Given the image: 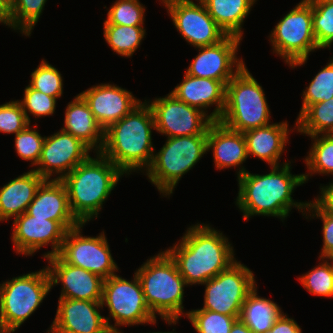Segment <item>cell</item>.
Wrapping results in <instances>:
<instances>
[{"mask_svg":"<svg viewBox=\"0 0 333 333\" xmlns=\"http://www.w3.org/2000/svg\"><path fill=\"white\" fill-rule=\"evenodd\" d=\"M270 168V173L265 175L247 171L237 177L239 191L235 205L245 221L252 216L264 215L280 218L283 222L292 207L305 214L308 202H297L291 197L295 188L305 183L303 174L291 173V161Z\"/></svg>","mask_w":333,"mask_h":333,"instance_id":"6da1fadb","label":"cell"},{"mask_svg":"<svg viewBox=\"0 0 333 333\" xmlns=\"http://www.w3.org/2000/svg\"><path fill=\"white\" fill-rule=\"evenodd\" d=\"M209 224L189 226L181 239L165 252L187 285L203 284L236 261L232 244Z\"/></svg>","mask_w":333,"mask_h":333,"instance_id":"7a4b0ae2","label":"cell"},{"mask_svg":"<svg viewBox=\"0 0 333 333\" xmlns=\"http://www.w3.org/2000/svg\"><path fill=\"white\" fill-rule=\"evenodd\" d=\"M152 130H156L154 114L151 106L144 100L121 120L104 130V143L100 153L126 176L131 172H145L156 152L152 143Z\"/></svg>","mask_w":333,"mask_h":333,"instance_id":"3957f363","label":"cell"},{"mask_svg":"<svg viewBox=\"0 0 333 333\" xmlns=\"http://www.w3.org/2000/svg\"><path fill=\"white\" fill-rule=\"evenodd\" d=\"M89 156L60 181L67 190L72 214L86 224L103 208L105 200L117 186L124 173L100 152Z\"/></svg>","mask_w":333,"mask_h":333,"instance_id":"277c9868","label":"cell"},{"mask_svg":"<svg viewBox=\"0 0 333 333\" xmlns=\"http://www.w3.org/2000/svg\"><path fill=\"white\" fill-rule=\"evenodd\" d=\"M141 282L144 298L152 314H158L169 325H176L184 315V288L188 286L176 264L165 252L150 257L135 272Z\"/></svg>","mask_w":333,"mask_h":333,"instance_id":"5b68a950","label":"cell"},{"mask_svg":"<svg viewBox=\"0 0 333 333\" xmlns=\"http://www.w3.org/2000/svg\"><path fill=\"white\" fill-rule=\"evenodd\" d=\"M270 113L262 86L245 65L226 84L225 108L218 121L244 133L271 124Z\"/></svg>","mask_w":333,"mask_h":333,"instance_id":"8992f818","label":"cell"},{"mask_svg":"<svg viewBox=\"0 0 333 333\" xmlns=\"http://www.w3.org/2000/svg\"><path fill=\"white\" fill-rule=\"evenodd\" d=\"M207 153V135L167 138L145 171L160 194L170 197L182 176Z\"/></svg>","mask_w":333,"mask_h":333,"instance_id":"52a82bcc","label":"cell"},{"mask_svg":"<svg viewBox=\"0 0 333 333\" xmlns=\"http://www.w3.org/2000/svg\"><path fill=\"white\" fill-rule=\"evenodd\" d=\"M46 266L0 284V332L13 333L37 310L51 291Z\"/></svg>","mask_w":333,"mask_h":333,"instance_id":"ba28073f","label":"cell"},{"mask_svg":"<svg viewBox=\"0 0 333 333\" xmlns=\"http://www.w3.org/2000/svg\"><path fill=\"white\" fill-rule=\"evenodd\" d=\"M269 37L273 53L291 68L305 65L310 52L320 49L313 31L312 4L301 0L276 23Z\"/></svg>","mask_w":333,"mask_h":333,"instance_id":"9c48e42d","label":"cell"},{"mask_svg":"<svg viewBox=\"0 0 333 333\" xmlns=\"http://www.w3.org/2000/svg\"><path fill=\"white\" fill-rule=\"evenodd\" d=\"M102 307L107 306L110 317L115 321L111 332L118 326L156 324L157 319L147 306L141 282L136 273L133 280L114 274L103 282Z\"/></svg>","mask_w":333,"mask_h":333,"instance_id":"30bf717a","label":"cell"},{"mask_svg":"<svg viewBox=\"0 0 333 333\" xmlns=\"http://www.w3.org/2000/svg\"><path fill=\"white\" fill-rule=\"evenodd\" d=\"M254 277L250 268L236 260L226 270L201 284L206 287L201 309L240 316L247 295L257 284Z\"/></svg>","mask_w":333,"mask_h":333,"instance_id":"8fae6325","label":"cell"},{"mask_svg":"<svg viewBox=\"0 0 333 333\" xmlns=\"http://www.w3.org/2000/svg\"><path fill=\"white\" fill-rule=\"evenodd\" d=\"M85 224L67 230L58 256L73 266L90 271L102 279H108L119 271L112 257L104 231L96 237L83 236Z\"/></svg>","mask_w":333,"mask_h":333,"instance_id":"7c38bea8","label":"cell"},{"mask_svg":"<svg viewBox=\"0 0 333 333\" xmlns=\"http://www.w3.org/2000/svg\"><path fill=\"white\" fill-rule=\"evenodd\" d=\"M147 102L154 114L156 131L167 138L207 135L213 122L203 111L178 100L171 93Z\"/></svg>","mask_w":333,"mask_h":333,"instance_id":"4fadbf2b","label":"cell"},{"mask_svg":"<svg viewBox=\"0 0 333 333\" xmlns=\"http://www.w3.org/2000/svg\"><path fill=\"white\" fill-rule=\"evenodd\" d=\"M178 0L165 5L175 28L193 47H204L222 41L227 34L209 15L201 0Z\"/></svg>","mask_w":333,"mask_h":333,"instance_id":"5bb4252c","label":"cell"},{"mask_svg":"<svg viewBox=\"0 0 333 333\" xmlns=\"http://www.w3.org/2000/svg\"><path fill=\"white\" fill-rule=\"evenodd\" d=\"M90 151L80 139L60 129L51 136H45L39 162L33 170L45 180H51L55 174L58 176L52 180H61L85 161Z\"/></svg>","mask_w":333,"mask_h":333,"instance_id":"9a60e30c","label":"cell"},{"mask_svg":"<svg viewBox=\"0 0 333 333\" xmlns=\"http://www.w3.org/2000/svg\"><path fill=\"white\" fill-rule=\"evenodd\" d=\"M242 38L227 35L222 41L204 47H197L198 55L185 71L193 77L209 78L226 84L245 66L239 59V45Z\"/></svg>","mask_w":333,"mask_h":333,"instance_id":"2e32d148","label":"cell"},{"mask_svg":"<svg viewBox=\"0 0 333 333\" xmlns=\"http://www.w3.org/2000/svg\"><path fill=\"white\" fill-rule=\"evenodd\" d=\"M12 227L11 240L17 254L33 256L51 243L52 250L43 254L44 259L58 254L67 232L58 221L36 218L27 212L15 217Z\"/></svg>","mask_w":333,"mask_h":333,"instance_id":"e0dca14e","label":"cell"},{"mask_svg":"<svg viewBox=\"0 0 333 333\" xmlns=\"http://www.w3.org/2000/svg\"><path fill=\"white\" fill-rule=\"evenodd\" d=\"M101 301L59 298L47 333H112L109 317L100 313Z\"/></svg>","mask_w":333,"mask_h":333,"instance_id":"ac0fdd59","label":"cell"},{"mask_svg":"<svg viewBox=\"0 0 333 333\" xmlns=\"http://www.w3.org/2000/svg\"><path fill=\"white\" fill-rule=\"evenodd\" d=\"M51 287L62 284L59 298L102 301L103 282L100 276L81 267L65 263L58 255L46 258Z\"/></svg>","mask_w":333,"mask_h":333,"instance_id":"d6986e66","label":"cell"},{"mask_svg":"<svg viewBox=\"0 0 333 333\" xmlns=\"http://www.w3.org/2000/svg\"><path fill=\"white\" fill-rule=\"evenodd\" d=\"M79 94L103 130L121 120L142 102L132 92L109 83L95 85Z\"/></svg>","mask_w":333,"mask_h":333,"instance_id":"ffe728a7","label":"cell"},{"mask_svg":"<svg viewBox=\"0 0 333 333\" xmlns=\"http://www.w3.org/2000/svg\"><path fill=\"white\" fill-rule=\"evenodd\" d=\"M178 100L196 107L213 121H218L225 108L226 86L218 80L193 77L185 72L182 82L170 92ZM216 105L208 114L209 107Z\"/></svg>","mask_w":333,"mask_h":333,"instance_id":"44dd1931","label":"cell"},{"mask_svg":"<svg viewBox=\"0 0 333 333\" xmlns=\"http://www.w3.org/2000/svg\"><path fill=\"white\" fill-rule=\"evenodd\" d=\"M211 149L217 170L240 166L237 177L247 172L245 167L241 166L248 158L243 133L228 128L220 121H213L207 134V152Z\"/></svg>","mask_w":333,"mask_h":333,"instance_id":"7402d4cb","label":"cell"},{"mask_svg":"<svg viewBox=\"0 0 333 333\" xmlns=\"http://www.w3.org/2000/svg\"><path fill=\"white\" fill-rule=\"evenodd\" d=\"M26 212L36 218L58 221L66 230L81 224L71 212L66 187L60 180H45Z\"/></svg>","mask_w":333,"mask_h":333,"instance_id":"603a6c76","label":"cell"},{"mask_svg":"<svg viewBox=\"0 0 333 333\" xmlns=\"http://www.w3.org/2000/svg\"><path fill=\"white\" fill-rule=\"evenodd\" d=\"M293 130H289L288 122L283 121L245 131L243 135L248 157H258L270 167L280 165L285 145L289 143L288 134Z\"/></svg>","mask_w":333,"mask_h":333,"instance_id":"cb8c5ba5","label":"cell"},{"mask_svg":"<svg viewBox=\"0 0 333 333\" xmlns=\"http://www.w3.org/2000/svg\"><path fill=\"white\" fill-rule=\"evenodd\" d=\"M44 181L31 169L3 185L0 189V221H8L25 213Z\"/></svg>","mask_w":333,"mask_h":333,"instance_id":"d4e9b609","label":"cell"},{"mask_svg":"<svg viewBox=\"0 0 333 333\" xmlns=\"http://www.w3.org/2000/svg\"><path fill=\"white\" fill-rule=\"evenodd\" d=\"M63 131L80 139L91 150L100 152L104 143V130L92 114L87 102L78 94L66 106Z\"/></svg>","mask_w":333,"mask_h":333,"instance_id":"484cf974","label":"cell"},{"mask_svg":"<svg viewBox=\"0 0 333 333\" xmlns=\"http://www.w3.org/2000/svg\"><path fill=\"white\" fill-rule=\"evenodd\" d=\"M209 15L227 35L242 38V25L257 0H201Z\"/></svg>","mask_w":333,"mask_h":333,"instance_id":"4316f807","label":"cell"},{"mask_svg":"<svg viewBox=\"0 0 333 333\" xmlns=\"http://www.w3.org/2000/svg\"><path fill=\"white\" fill-rule=\"evenodd\" d=\"M257 288L256 285L247 295L239 319L254 333H264L284 312L274 301L259 296Z\"/></svg>","mask_w":333,"mask_h":333,"instance_id":"83f0119b","label":"cell"},{"mask_svg":"<svg viewBox=\"0 0 333 333\" xmlns=\"http://www.w3.org/2000/svg\"><path fill=\"white\" fill-rule=\"evenodd\" d=\"M294 127L305 136L333 134V97L310 105L296 118Z\"/></svg>","mask_w":333,"mask_h":333,"instance_id":"f1b7e54d","label":"cell"},{"mask_svg":"<svg viewBox=\"0 0 333 333\" xmlns=\"http://www.w3.org/2000/svg\"><path fill=\"white\" fill-rule=\"evenodd\" d=\"M103 24L105 41L121 57H132L146 35L143 26L115 25L106 21Z\"/></svg>","mask_w":333,"mask_h":333,"instance_id":"f546056e","label":"cell"},{"mask_svg":"<svg viewBox=\"0 0 333 333\" xmlns=\"http://www.w3.org/2000/svg\"><path fill=\"white\" fill-rule=\"evenodd\" d=\"M311 137L312 146L305 158L308 173L303 174L304 182L318 173L333 175V134H319Z\"/></svg>","mask_w":333,"mask_h":333,"instance_id":"4dcf8cb0","label":"cell"},{"mask_svg":"<svg viewBox=\"0 0 333 333\" xmlns=\"http://www.w3.org/2000/svg\"><path fill=\"white\" fill-rule=\"evenodd\" d=\"M47 0H11L10 28L30 37Z\"/></svg>","mask_w":333,"mask_h":333,"instance_id":"1f68e13d","label":"cell"},{"mask_svg":"<svg viewBox=\"0 0 333 333\" xmlns=\"http://www.w3.org/2000/svg\"><path fill=\"white\" fill-rule=\"evenodd\" d=\"M312 4L313 31L318 47L333 45V0H308Z\"/></svg>","mask_w":333,"mask_h":333,"instance_id":"d6a6232c","label":"cell"},{"mask_svg":"<svg viewBox=\"0 0 333 333\" xmlns=\"http://www.w3.org/2000/svg\"><path fill=\"white\" fill-rule=\"evenodd\" d=\"M311 80L302 94L303 103L298 117L312 104L333 97V57Z\"/></svg>","mask_w":333,"mask_h":333,"instance_id":"836d02e7","label":"cell"},{"mask_svg":"<svg viewBox=\"0 0 333 333\" xmlns=\"http://www.w3.org/2000/svg\"><path fill=\"white\" fill-rule=\"evenodd\" d=\"M322 262L313 269L302 274L298 280L309 293L321 297H333V265L327 258H319Z\"/></svg>","mask_w":333,"mask_h":333,"instance_id":"e575fe53","label":"cell"},{"mask_svg":"<svg viewBox=\"0 0 333 333\" xmlns=\"http://www.w3.org/2000/svg\"><path fill=\"white\" fill-rule=\"evenodd\" d=\"M187 315V316H186ZM197 333H230L239 316H229L204 309L187 311L185 315Z\"/></svg>","mask_w":333,"mask_h":333,"instance_id":"d590c367","label":"cell"},{"mask_svg":"<svg viewBox=\"0 0 333 333\" xmlns=\"http://www.w3.org/2000/svg\"><path fill=\"white\" fill-rule=\"evenodd\" d=\"M29 85L48 96L60 98L63 95V78L60 71L44 59L31 73Z\"/></svg>","mask_w":333,"mask_h":333,"instance_id":"8d00e7d4","label":"cell"},{"mask_svg":"<svg viewBox=\"0 0 333 333\" xmlns=\"http://www.w3.org/2000/svg\"><path fill=\"white\" fill-rule=\"evenodd\" d=\"M146 8L139 0H116L108 9V24L143 26Z\"/></svg>","mask_w":333,"mask_h":333,"instance_id":"74e56055","label":"cell"},{"mask_svg":"<svg viewBox=\"0 0 333 333\" xmlns=\"http://www.w3.org/2000/svg\"><path fill=\"white\" fill-rule=\"evenodd\" d=\"M36 127L37 125L32 128L29 124L24 130L15 134L16 153L21 159L30 161L32 167L38 164L45 141V136H41Z\"/></svg>","mask_w":333,"mask_h":333,"instance_id":"f35d334b","label":"cell"},{"mask_svg":"<svg viewBox=\"0 0 333 333\" xmlns=\"http://www.w3.org/2000/svg\"><path fill=\"white\" fill-rule=\"evenodd\" d=\"M24 97L18 100L23 108L28 122L31 124L30 113L36 119L52 116L56 109L57 98L46 95L43 92L33 89L30 85L24 89Z\"/></svg>","mask_w":333,"mask_h":333,"instance_id":"ab89813d","label":"cell"},{"mask_svg":"<svg viewBox=\"0 0 333 333\" xmlns=\"http://www.w3.org/2000/svg\"><path fill=\"white\" fill-rule=\"evenodd\" d=\"M29 124L22 105L18 100L0 105V133L17 134Z\"/></svg>","mask_w":333,"mask_h":333,"instance_id":"60d3db41","label":"cell"},{"mask_svg":"<svg viewBox=\"0 0 333 333\" xmlns=\"http://www.w3.org/2000/svg\"><path fill=\"white\" fill-rule=\"evenodd\" d=\"M304 215L306 219H308L309 216L310 219L316 217L323 222V246L319 258L328 259L330 256H333V214L326 212L315 200H312L307 203Z\"/></svg>","mask_w":333,"mask_h":333,"instance_id":"b9f144b4","label":"cell"},{"mask_svg":"<svg viewBox=\"0 0 333 333\" xmlns=\"http://www.w3.org/2000/svg\"><path fill=\"white\" fill-rule=\"evenodd\" d=\"M320 195L315 201L328 213L333 214V181L329 185L320 186Z\"/></svg>","mask_w":333,"mask_h":333,"instance_id":"7bdbcfd3","label":"cell"},{"mask_svg":"<svg viewBox=\"0 0 333 333\" xmlns=\"http://www.w3.org/2000/svg\"><path fill=\"white\" fill-rule=\"evenodd\" d=\"M275 333H302V330L293 318L283 313L275 323Z\"/></svg>","mask_w":333,"mask_h":333,"instance_id":"ee69618b","label":"cell"},{"mask_svg":"<svg viewBox=\"0 0 333 333\" xmlns=\"http://www.w3.org/2000/svg\"><path fill=\"white\" fill-rule=\"evenodd\" d=\"M11 0H0V23L10 27Z\"/></svg>","mask_w":333,"mask_h":333,"instance_id":"f6af8a7d","label":"cell"},{"mask_svg":"<svg viewBox=\"0 0 333 333\" xmlns=\"http://www.w3.org/2000/svg\"><path fill=\"white\" fill-rule=\"evenodd\" d=\"M230 333H254L240 319H237L231 327Z\"/></svg>","mask_w":333,"mask_h":333,"instance_id":"bcb514c9","label":"cell"},{"mask_svg":"<svg viewBox=\"0 0 333 333\" xmlns=\"http://www.w3.org/2000/svg\"><path fill=\"white\" fill-rule=\"evenodd\" d=\"M174 1H178V0H161L160 2L162 3V5L164 4V6L168 3L174 2Z\"/></svg>","mask_w":333,"mask_h":333,"instance_id":"7dc6e473","label":"cell"},{"mask_svg":"<svg viewBox=\"0 0 333 333\" xmlns=\"http://www.w3.org/2000/svg\"><path fill=\"white\" fill-rule=\"evenodd\" d=\"M175 331V329H173V332H150V333H176V332H174ZM113 333H123L122 332V330L120 331V330H118V331H115V332H113Z\"/></svg>","mask_w":333,"mask_h":333,"instance_id":"c3c4849f","label":"cell"},{"mask_svg":"<svg viewBox=\"0 0 333 333\" xmlns=\"http://www.w3.org/2000/svg\"><path fill=\"white\" fill-rule=\"evenodd\" d=\"M264 333H275V324L273 325V327L270 330H268Z\"/></svg>","mask_w":333,"mask_h":333,"instance_id":"681fc988","label":"cell"},{"mask_svg":"<svg viewBox=\"0 0 333 333\" xmlns=\"http://www.w3.org/2000/svg\"><path fill=\"white\" fill-rule=\"evenodd\" d=\"M328 259H329V261H331V263L333 265V256H330Z\"/></svg>","mask_w":333,"mask_h":333,"instance_id":"f907efd6","label":"cell"}]
</instances>
